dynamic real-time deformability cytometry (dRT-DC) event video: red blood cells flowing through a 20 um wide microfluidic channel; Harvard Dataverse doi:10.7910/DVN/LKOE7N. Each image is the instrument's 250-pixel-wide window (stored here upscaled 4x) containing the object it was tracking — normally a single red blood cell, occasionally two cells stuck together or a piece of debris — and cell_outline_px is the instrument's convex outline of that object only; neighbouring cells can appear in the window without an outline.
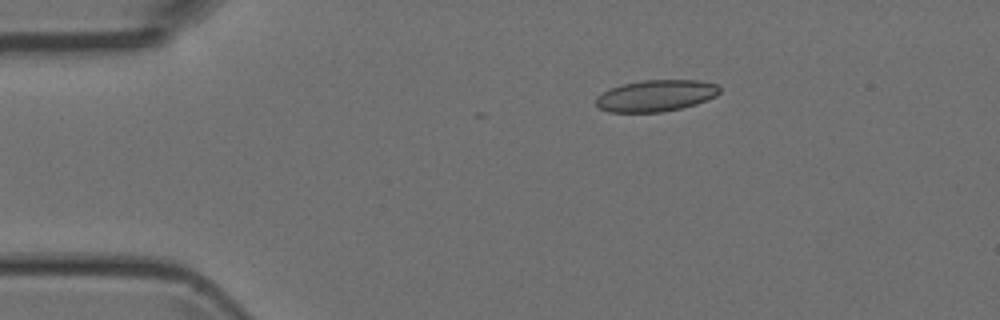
{"species": "Egyptian fruit bat (a non-hibernating species)", "species_latin": "Rousettus aegyptiacus", "temperature_condition": "room temperature", "stored_images_in_passage": 6, "camera_frame_rate_fps": 3000, "um_per_image_px": 0.085, "animal": {"sex": "female"}, "frame": {"image": 1, "passage_image": 3, "time_ms": 2.0, "image_size_px": [1000, 320], "cell_outline_px": [[720, 92], [716, 96], [696, 104], [680, 108], [660, 112], [608, 112], [600, 108], [596, 104], [596, 96], [612, 88], [624, 84], [644, 80], [700, 80], [716, 84], [720, 88]], "centroid_in_image_um": [55.77, 8.13], "position_along_channel_um": 29.2, "area_um2": 22.54}}
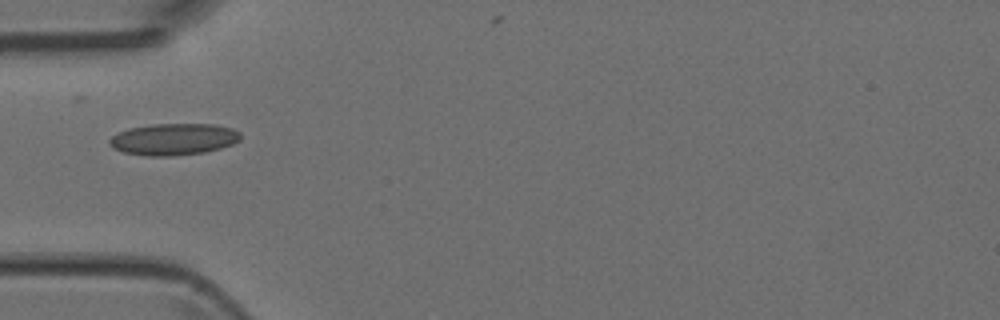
{"frame": {"image": 2, "passage_image": 5, "time_ms": 4.333, "image_size_px": [1000, 320], "cell_outline_px": [[240, 140], [232, 144], [220, 148], [204, 152], [172, 156], [148, 156], [124, 152], [112, 148], [108, 144], [108, 140], [112, 136], [128, 128], [148, 124], [216, 124], [232, 128], [240, 132]], "centroid_in_image_um": [14.74, 11.83], "position_along_channel_um": 70.3, "area_um2": 24.33}}